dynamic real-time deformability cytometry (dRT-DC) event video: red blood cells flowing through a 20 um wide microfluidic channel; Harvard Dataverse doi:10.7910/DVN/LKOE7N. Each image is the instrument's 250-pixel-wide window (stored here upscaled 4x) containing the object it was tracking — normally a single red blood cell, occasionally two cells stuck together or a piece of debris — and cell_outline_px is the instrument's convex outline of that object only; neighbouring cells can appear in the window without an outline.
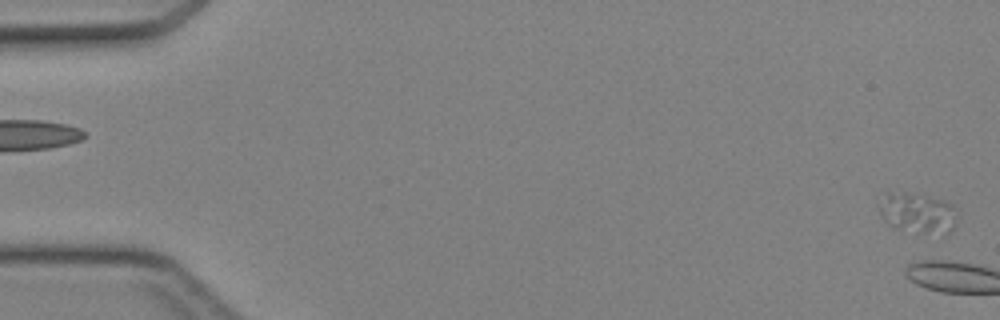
{"species": "Egyptian fruit bat (a non-hibernating species)", "species_latin": "Rousettus aegyptiacus", "temperature_condition": "cold", "stored_images_in_passage": 5, "camera_frame_rate_fps": 3000, "um_per_image_px": 0.085, "animal": {"sex": "female"}, "frame": {"image": 1, "passage_image": 1, "time_ms": 0.0, "image_size_px": [1000, 320], "cell_outline_px": [[956, 224], [948, 232], [924, 232], [892, 228], [888, 224], [880, 212], [876, 204], [888, 192], [904, 192], [944, 200], [952, 204], [956, 208]], "centroid_in_image_um": [77.97, 18.07], "position_along_channel_um": 7.0, "area_um2": 18.09}}